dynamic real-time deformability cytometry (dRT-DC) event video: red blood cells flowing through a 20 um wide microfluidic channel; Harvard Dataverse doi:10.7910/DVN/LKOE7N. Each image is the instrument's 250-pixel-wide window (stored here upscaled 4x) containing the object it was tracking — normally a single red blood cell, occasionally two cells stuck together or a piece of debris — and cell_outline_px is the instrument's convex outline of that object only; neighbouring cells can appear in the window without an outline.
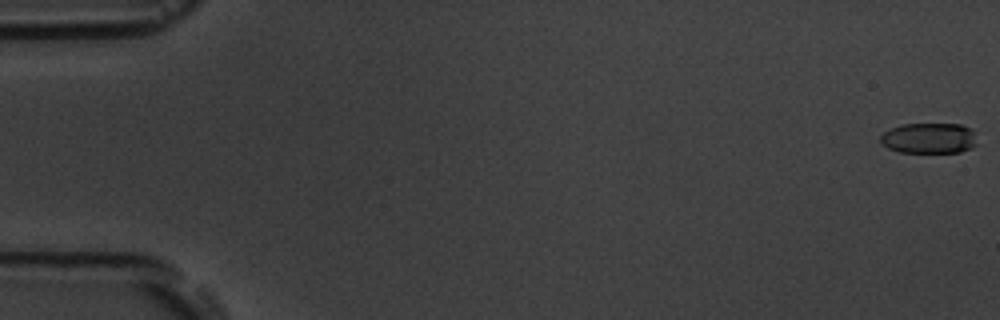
{"species": "common noctule bat (a hibernating species)", "species_latin": "Nyctalus noctula", "temperature_condition": "room temperature", "stored_images_in_passage": 6, "camera_frame_rate_fps": 3000, "um_per_image_px": 0.085, "animal": {"sex": "male", "body_mass_g": 19.5, "forearm_length_mm": 54.6}, "frame": {"image": 1, "passage_image": 1, "time_ms": 0.0, "image_size_px": [1000, 320], "cell_outline_px": [[976, 144], [972, 148], [960, 152], [900, 152], [888, 148], [880, 144], [880, 136], [884, 132], [892, 128], [904, 124], [960, 124], [968, 128], [972, 132]], "centroid_in_image_um": [78.93, 11.75], "position_along_channel_um": 6.1, "area_um2": 17.05}}
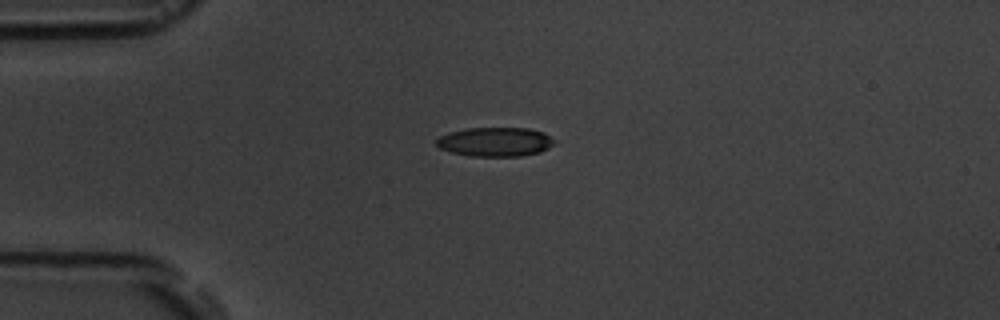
{"frame": {"image": 2, "passage_image": 5, "time_ms": 4.667, "image_size_px": [1000, 320], "cell_outline_px": [[556, 144], [540, 152], [520, 156], [468, 156], [452, 152], [440, 148], [436, 144], [436, 140], [440, 136], [448, 132], [468, 128], [528, 128], [544, 132], [556, 140]], "centroid_in_image_um": [42.12, 12.05], "position_along_channel_um": 42.9, "area_um2": 20.17}}